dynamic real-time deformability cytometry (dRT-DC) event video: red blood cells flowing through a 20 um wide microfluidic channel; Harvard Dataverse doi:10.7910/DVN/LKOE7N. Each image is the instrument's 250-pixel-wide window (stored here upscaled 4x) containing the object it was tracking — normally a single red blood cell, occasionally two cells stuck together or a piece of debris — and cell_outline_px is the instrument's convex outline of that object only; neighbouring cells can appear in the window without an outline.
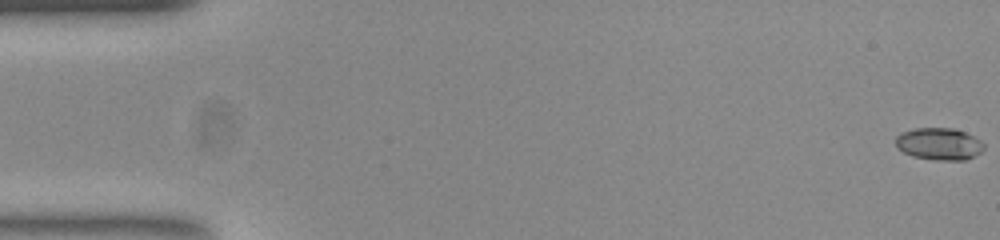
{"species": "common noctule bat (a hibernating species)", "species_latin": "Nyctalus noctula", "temperature_condition": "room temperature", "stored_images_in_passage": 54, "camera_frame_rate_fps": 3000, "um_per_image_px": 0.085, "animal": {"sex": "female", "body_mass_g": 23.0, "forearm_length_mm": 53.4}, "frame": {"image": 1, "passage_image": 1, "time_ms": 0.0, "image_size_px": [1000, 240], "cell_outline_px": [[984, 148], [980, 152], [964, 160], [936, 160], [912, 156], [904, 152], [896, 144], [896, 136], [900, 132], [916, 128], [952, 128], [964, 132], [980, 140], [984, 144]], "centroid_in_image_um": [79.81, 12.22], "position_along_channel_um": 5.2, "area_um2": 16.3}}
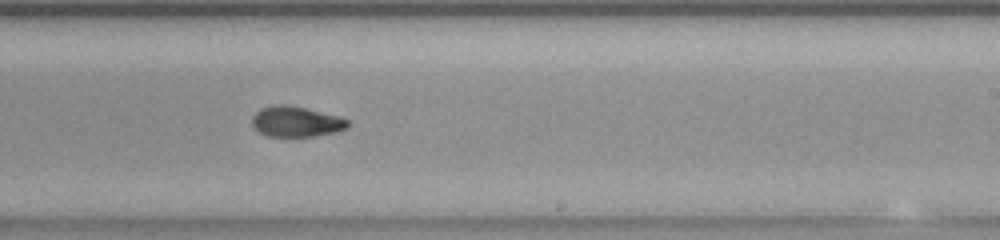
{"frame": {"image": 2, "passage_image": 33, "time_ms": 10.667, "image_size_px": [1000, 240], "cell_outline_px": [[348, 128], [336, 132], [312, 136], [268, 136], [260, 132], [252, 124], [252, 116], [260, 108], [276, 104], [284, 104], [304, 108], [336, 116], [348, 120]], "centroid_in_image_um": [25.14, 10.34], "position_along_channel_um": 263.9, "area_um2": 16.7}}
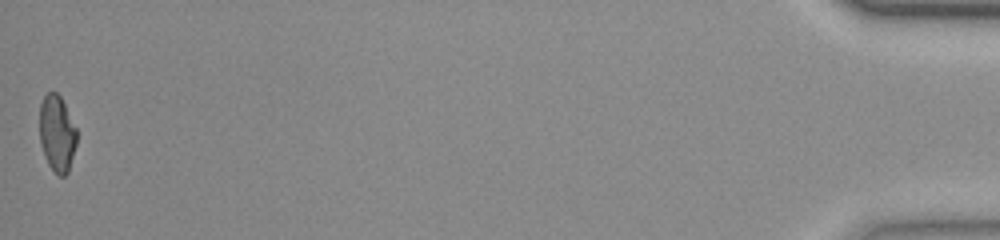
{"frame": {"image": 3, "passage_image": 54, "time_ms": 17.667, "image_size_px": [1000, 240], "cell_outline_px": [[76, 144], [68, 172], [64, 176], [60, 176], [48, 164], [44, 156], [40, 144], [40, 104], [44, 96], [48, 92], [56, 92], [60, 96], [76, 128]], "centroid_in_image_um": [4.83, 11.34], "position_along_channel_um": 430.4, "area_um2": 16.36}, "authors_computed_cell_mechanics": {"area_um2": 17.0221, "velocity_mm_per_s": 3.8369, "shape_relaxation_time_tau1_ms": 5.5329, "shape_relaxation_time_tau2_ms": 1.8937, "deformation_change_tau1": 0.187, "deformation_change_tau2": 0.0644}}